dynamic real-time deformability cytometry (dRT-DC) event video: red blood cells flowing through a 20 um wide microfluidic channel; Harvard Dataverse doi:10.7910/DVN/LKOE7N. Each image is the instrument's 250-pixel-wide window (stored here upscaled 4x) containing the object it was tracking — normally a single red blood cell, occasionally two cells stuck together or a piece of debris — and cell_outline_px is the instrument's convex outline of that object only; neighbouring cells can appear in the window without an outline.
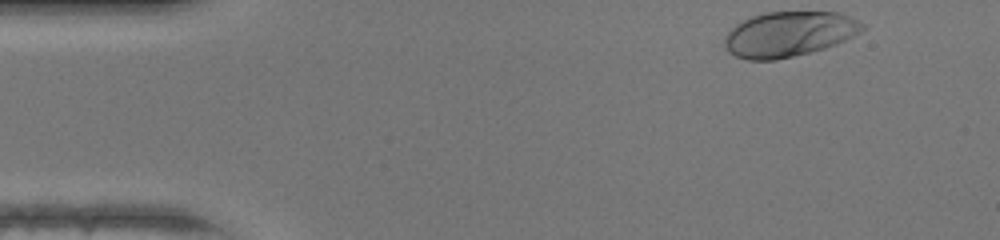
{"species": "human", "species_latin": "Homo sapiens", "temperature_condition": "warm", "stored_images_in_passage": 34, "camera_frame_rate_fps": 3000, "um_per_image_px": 0.085, "donor": {"sex": "female"}, "frame": {"image": 1, "passage_image": 1, "time_ms": 0.0, "image_size_px": [1000, 240], "cell_outline_px": [[864, 28], [860, 32], [836, 44], [824, 48], [776, 60], [748, 60], [736, 56], [728, 52], [724, 44], [724, 36], [736, 24], [752, 16], [768, 12], [836, 12], [848, 16], [864, 24]], "centroid_in_image_um": [67.02, 2.9], "position_along_channel_um": 18.0, "area_um2": 35.89}}
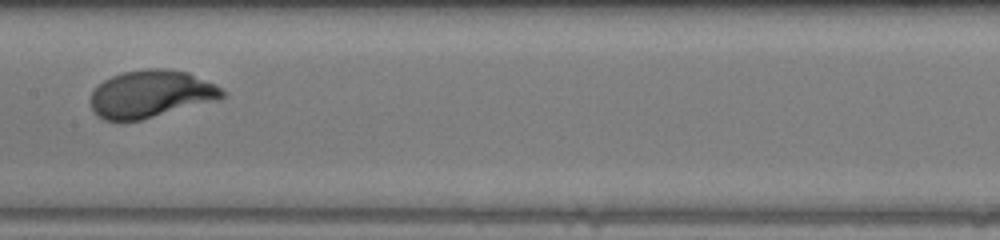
{"frame": {"image": 2, "passage_image": 20, "time_ms": 6.333, "image_size_px": [1000, 240], "cell_outline_px": [[224, 96], [220, 100], [140, 120], [104, 120], [92, 108], [92, 92], [104, 80], [112, 76], [124, 72], [148, 68], [164, 68], [188, 72], [216, 84], [224, 92]], "centroid_in_image_um": [12.88, 7.98], "position_along_channel_um": 194.5, "area_um2": 36.13}}
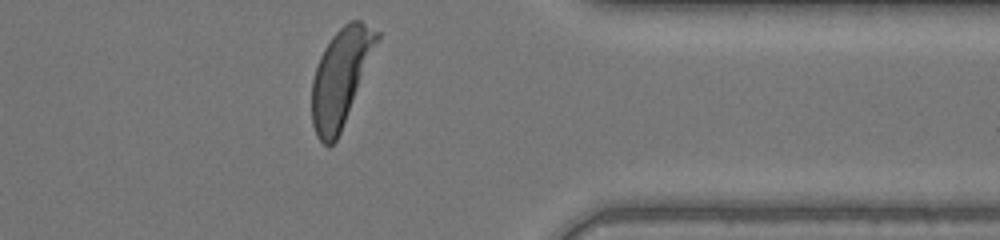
{"frame": {"image": 3, "passage_image": 34, "time_ms": 11.0, "image_size_px": [1000, 240], "cell_outline_px": [[380, 36], [340, 132], [336, 140], [328, 148], [316, 136], [312, 124], [312, 80], [320, 56], [324, 48], [332, 36], [344, 24], [352, 20], [360, 20], [380, 32]], "centroid_in_image_um": [28.93, 6.56], "position_along_channel_um": 382.5, "area_um2": 35.95}, "authors_computed_cell_mechanics": {"area_um2": 35.9227, "velocity_mm_per_s": 4.3242, "shape_relaxation_time_tau1_ms": 2.2996, "shape_relaxation_time_tau2_ms": null, "deformation_change_tau1": 0.1901, "deformation_change_tau2": null}}